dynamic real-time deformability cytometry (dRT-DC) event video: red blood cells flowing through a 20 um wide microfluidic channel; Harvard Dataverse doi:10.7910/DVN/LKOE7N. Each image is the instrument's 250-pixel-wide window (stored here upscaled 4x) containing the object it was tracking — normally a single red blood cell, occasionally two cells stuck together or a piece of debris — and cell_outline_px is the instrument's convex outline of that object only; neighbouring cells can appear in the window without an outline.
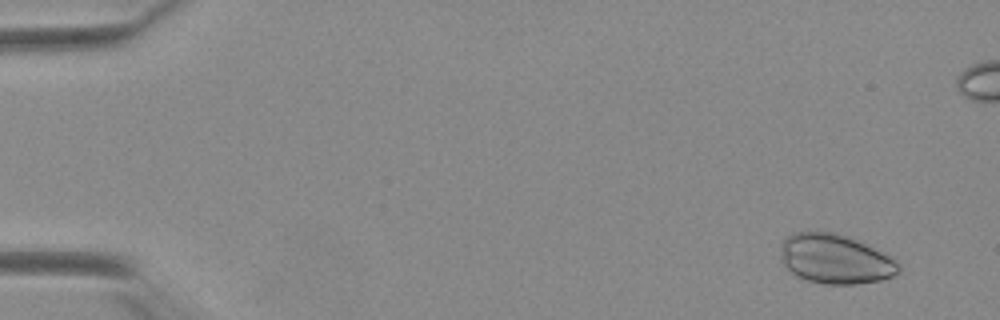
{"species": "Egyptian fruit bat (a non-hibernating species)", "species_latin": "Rousettus aegyptiacus", "temperature_condition": "warm", "stored_images_in_passage": 54, "camera_frame_rate_fps": 3000, "um_per_image_px": 0.085, "animal": {"sex": "female"}, "frame": {"image": 1, "passage_image": 4, "time_ms": 1.0, "image_size_px": [1000, 320], "cell_outline_px": [[900, 272], [892, 276], [880, 280], [856, 284], [824, 284], [808, 280], [796, 276], [784, 264], [780, 256], [780, 244], [792, 232], [832, 232], [848, 236], [888, 256], [900, 264]], "centroid_in_image_um": [70.96, 22.02], "position_along_channel_um": 14.0, "area_um2": 33.76}}
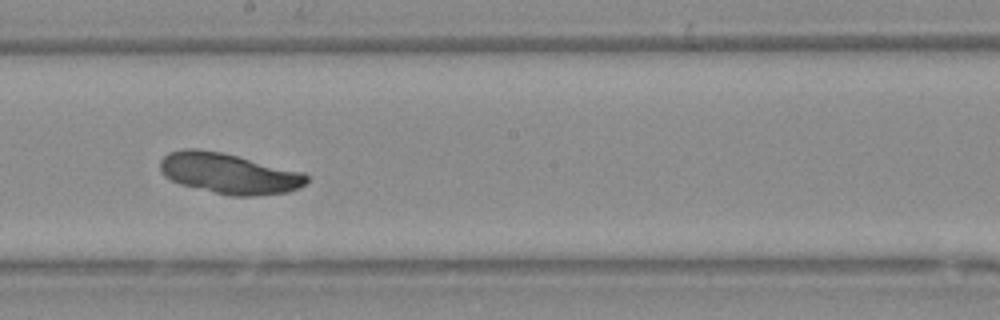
{"frame": {"image": 2, "passage_image": 31, "time_ms": 10.0, "image_size_px": [1000, 320], "cell_outline_px": [[308, 180], [304, 184], [288, 192], [256, 196], [228, 196], [180, 184], [164, 176], [160, 172], [160, 160], [168, 152], [184, 148], [196, 148], [220, 152], [304, 172], [308, 176]], "centroid_in_image_um": [19.43, 14.74], "position_along_channel_um": 228.8, "area_um2": 34.68}}
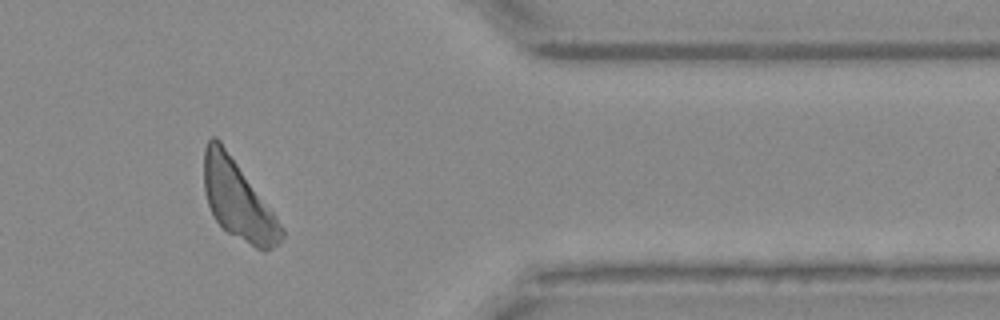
{"frame": {"image": 3, "passage_image": 45, "time_ms": 14.667, "image_size_px": [1000, 320], "cell_outline_px": [[284, 236], [280, 244], [272, 248], [256, 248], [228, 232], [216, 220], [208, 204], [204, 192], [204, 148], [208, 140], [212, 136], [216, 136], [220, 140], [276, 216], [284, 228]], "centroid_in_image_um": [20.22, 16.98], "position_along_channel_um": 391.2, "area_um2": 35.03}}